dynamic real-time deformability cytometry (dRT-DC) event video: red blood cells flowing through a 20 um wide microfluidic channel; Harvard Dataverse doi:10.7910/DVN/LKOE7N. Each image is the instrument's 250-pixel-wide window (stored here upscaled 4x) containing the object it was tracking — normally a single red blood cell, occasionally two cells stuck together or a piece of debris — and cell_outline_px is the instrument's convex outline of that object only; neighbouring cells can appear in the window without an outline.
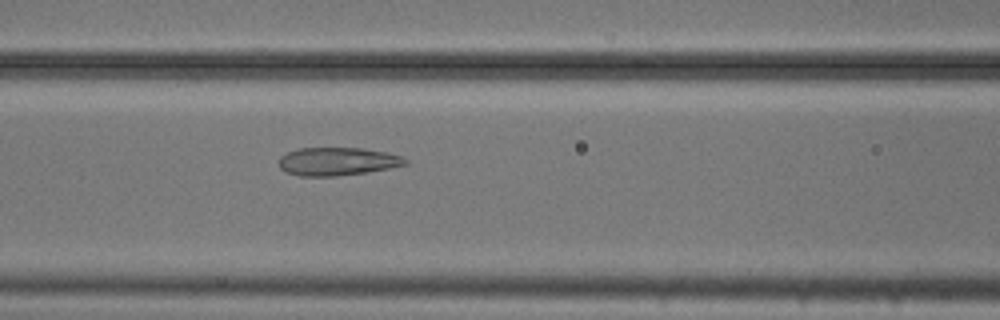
{"species": "common noctule bat (a hibernating species)", "species_latin": "Nyctalus noctula", "temperature_condition": "cold", "stored_images_in_passage": 54, "camera_frame_rate_fps": 3000, "um_per_image_px": 0.085, "animal": {"sex": "male", "body_mass_g": 20.5, "forearm_length_mm": 52.5}, "frame": {"image": 1, "passage_image": 23, "time_ms": 7.333, "image_size_px": [1000, 320], "cell_outline_px": [[408, 164], [388, 168], [364, 172], [336, 176], [300, 176], [284, 172], [280, 168], [280, 156], [296, 148], [364, 148], [388, 152], [404, 156], [408, 160]], "centroid_in_image_um": [28.69, 13.71], "position_along_channel_um": 137.9, "area_um2": 20.81}}
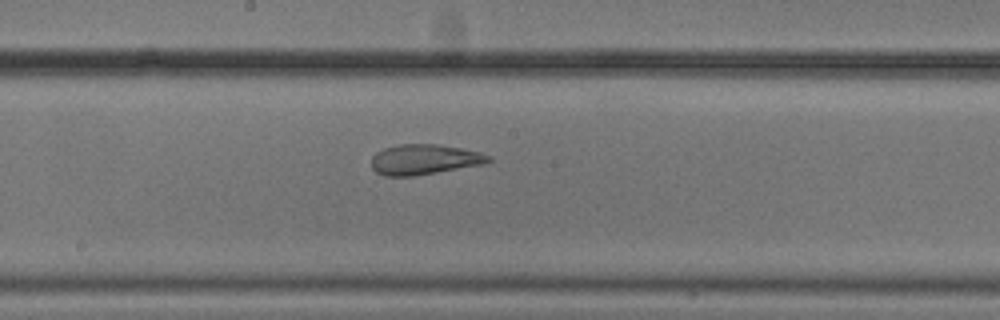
{"frame": {"image": 2, "passage_image": 29, "time_ms": 9.333, "image_size_px": [1000, 320], "cell_outline_px": [[492, 160], [484, 164], [412, 176], [384, 176], [376, 172], [372, 168], [372, 156], [376, 152], [384, 148], [400, 144], [436, 144], [460, 148], [480, 152], [492, 156]], "centroid_in_image_um": [36.06, 13.55], "position_along_channel_um": 212.1, "area_um2": 20.58}}
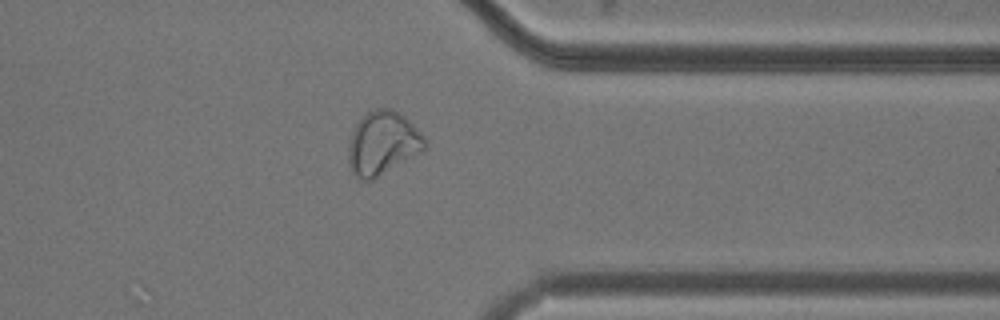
{"frame": {"image": 3, "passage_image": 43, "time_ms": 14.0, "image_size_px": [1000, 320], "cell_outline_px": [[428, 148], [372, 180], [360, 180], [352, 172], [348, 164], [348, 144], [352, 132], [356, 124], [368, 112], [376, 108], [392, 108], [400, 112], [424, 136], [428, 144]], "centroid_in_image_um": [32.53, 12.17], "position_along_channel_um": 378.9, "area_um2": 28.32}, "authors_computed_cell_mechanics": {"area_um2": 28.3509, "velocity_mm_per_s": 3.7057, "shape_relaxation_time_tau1_ms": null, "shape_relaxation_time_tau2_ms": 1.4769, "deformation_change_tau1": null, "deformation_change_tau2": 0.087}}